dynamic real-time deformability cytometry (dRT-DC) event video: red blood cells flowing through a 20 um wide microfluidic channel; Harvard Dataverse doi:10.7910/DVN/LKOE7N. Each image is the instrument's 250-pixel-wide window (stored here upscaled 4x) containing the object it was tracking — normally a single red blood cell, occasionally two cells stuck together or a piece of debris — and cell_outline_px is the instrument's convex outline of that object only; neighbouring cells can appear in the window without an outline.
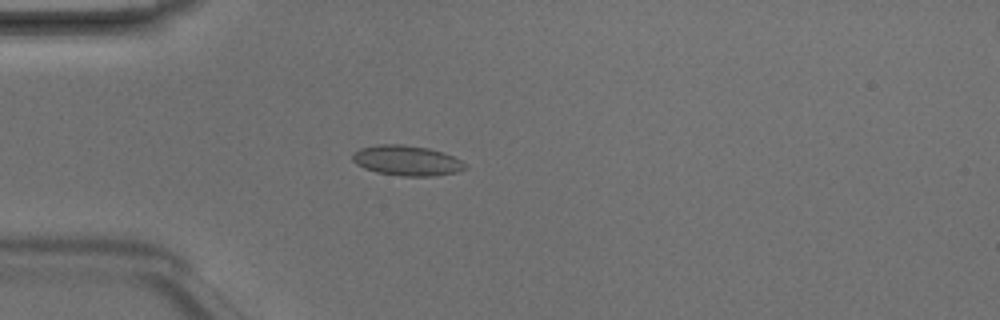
{"species": "Egyptian fruit bat (a non-hibernating species)", "species_latin": "Rousettus aegyptiacus", "temperature_condition": "room temperature", "stored_images_in_passage": 4, "camera_frame_rate_fps": 3000, "um_per_image_px": 0.085, "animal": {"sex": "male"}, "frame": {"image": 1, "passage_image": 4, "time_ms": 1.0, "image_size_px": [1000, 320], "cell_outline_px": [[468, 168], [456, 172], [436, 176], [404, 176], [376, 172], [364, 168], [356, 164], [352, 160], [352, 156], [360, 148], [380, 144], [400, 144], [428, 148], [444, 152], [468, 164]], "centroid_in_image_um": [34.61, 13.65], "position_along_channel_um": 50.4, "area_um2": 19.83}}